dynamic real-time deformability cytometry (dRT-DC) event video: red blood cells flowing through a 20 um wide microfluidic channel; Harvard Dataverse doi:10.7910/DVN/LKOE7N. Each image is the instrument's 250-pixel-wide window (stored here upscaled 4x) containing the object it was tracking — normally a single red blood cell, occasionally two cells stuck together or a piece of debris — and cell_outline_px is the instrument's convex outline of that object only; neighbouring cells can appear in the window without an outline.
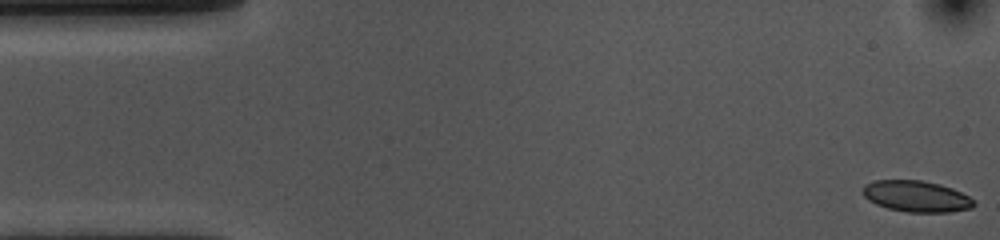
{"species": "common noctule bat (a hibernating species)", "species_latin": "Nyctalus noctula", "temperature_condition": "cold", "stored_images_in_passage": 54, "camera_frame_rate_fps": 3000, "um_per_image_px": 0.085, "animal": {"sex": "female", "body_mass_g": 10.0, "forearm_length_mm": 53.1}, "frame": {"image": 1, "passage_image": 1, "time_ms": 0.0, "image_size_px": [1000, 240], "cell_outline_px": [[976, 204], [972, 208], [948, 212], [908, 212], [888, 208], [876, 204], [868, 200], [860, 192], [864, 184], [876, 180], [920, 180], [940, 184], [952, 188], [976, 200]], "centroid_in_image_um": [77.88, 16.68], "position_along_channel_um": 7.1, "area_um2": 20.35}}
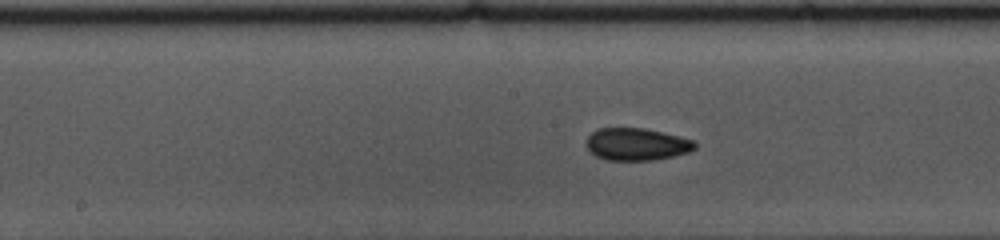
{"frame": {"image": 2, "passage_image": 26, "time_ms": 8.333, "image_size_px": [1000, 240], "cell_outline_px": [[696, 148], [688, 152], [672, 156], [652, 160], [608, 160], [596, 156], [588, 148], [588, 136], [596, 128], [644, 128], [696, 140]], "centroid_in_image_um": [54.14, 12.25], "position_along_channel_um": 194.1, "area_um2": 20.29}}
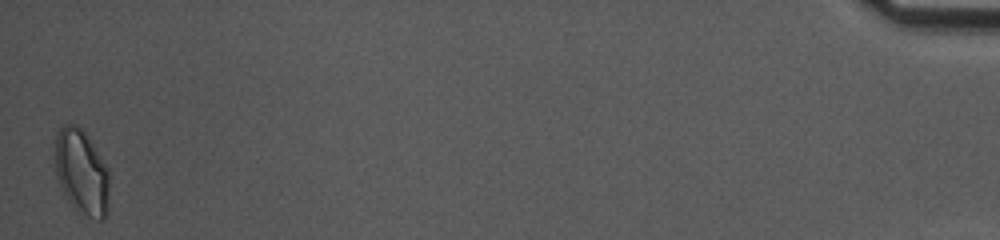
{"frame": {"image": 3, "passage_image": 54, "time_ms": 17.667, "image_size_px": [1000, 240], "cell_outline_px": [[108, 212], [100, 220], [76, 212], [64, 196], [56, 176], [56, 132], [64, 124], [76, 124], [84, 132], [108, 168]], "centroid_in_image_um": [6.92, 14.66], "position_along_channel_um": 428.3, "area_um2": 26.82}, "authors_computed_cell_mechanics": {"area_um2": 20.519, "velocity_mm_per_s": 3.5891, "shape_relaxation_time_tau1_ms": 5.4698, "shape_relaxation_time_tau2_ms": 2.8285, "deformation_change_tau1": 0.1086, "deformation_change_tau2": 0.0605}}